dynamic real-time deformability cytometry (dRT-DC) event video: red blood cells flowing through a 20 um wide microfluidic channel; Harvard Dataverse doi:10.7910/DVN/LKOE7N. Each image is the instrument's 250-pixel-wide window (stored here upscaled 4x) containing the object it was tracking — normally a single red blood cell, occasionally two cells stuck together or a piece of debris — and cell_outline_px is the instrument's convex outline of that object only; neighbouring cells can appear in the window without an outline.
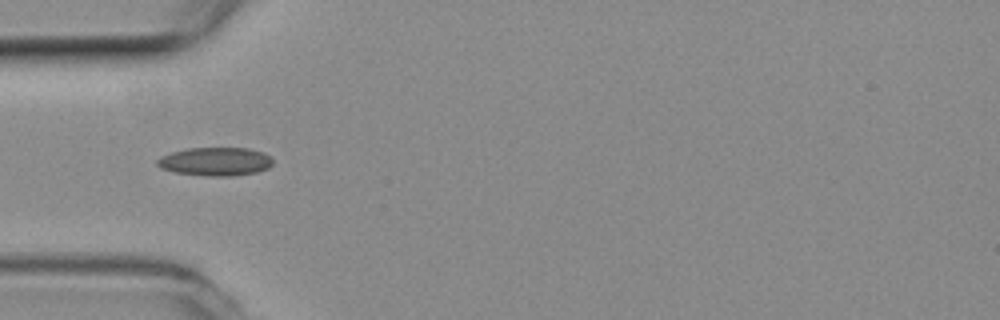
{"species": "common noctule bat (a hibernating species)", "species_latin": "Nyctalus noctula", "temperature_condition": "room temperature", "stored_images_in_passage": 5, "camera_frame_rate_fps": 3000, "um_per_image_px": 0.085, "animal": {"sex": "female", "body_mass_g": 19.3, "forearm_length_mm": 54.1}, "frame": {"image": 1, "passage_image": 3, "time_ms": 0.667, "image_size_px": [1000, 320], "cell_outline_px": [[272, 164], [268, 168], [256, 172], [232, 176], [208, 176], [176, 172], [160, 168], [156, 164], [156, 160], [160, 156], [172, 152], [188, 148], [248, 148], [264, 152], [272, 156]], "centroid_in_image_um": [18.32, 13.72], "position_along_channel_um": 66.7, "area_um2": 19.25}}
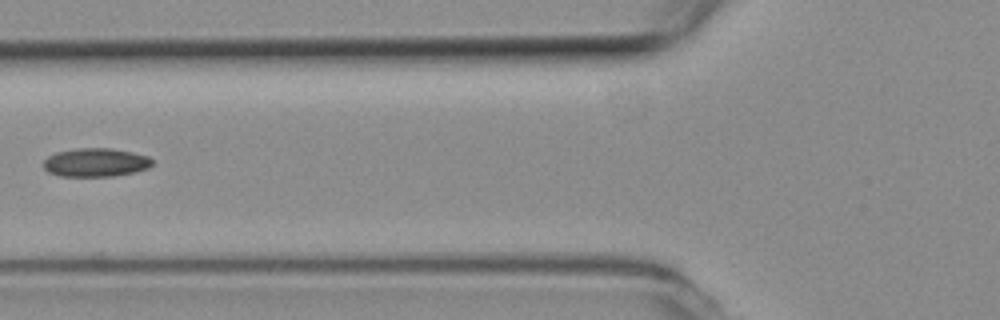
{"frame": {"image": 2, "passage_image": 4, "time_ms": 1.0, "image_size_px": [1000, 320], "cell_outline_px": [[152, 164], [148, 168], [136, 172], [112, 176], [60, 176], [48, 172], [44, 168], [44, 160], [48, 156], [56, 152], [76, 148], [112, 148], [132, 152], [148, 156], [152, 160]], "centroid_in_image_um": [8.13, 13.8], "position_along_channel_um": 117.7, "area_um2": 18.15}}
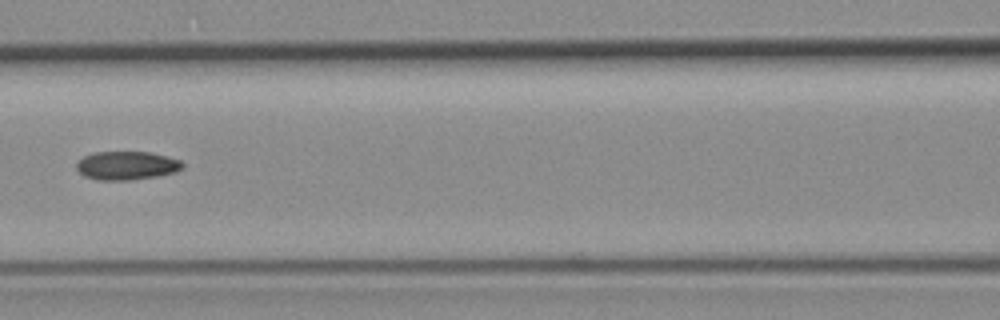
{"frame": {"image": 3, "passage_image": 5, "time_ms": 1.333, "image_size_px": [1000, 320], "cell_outline_px": [[184, 168], [176, 172], [156, 176], [128, 180], [96, 180], [84, 176], [76, 168], [76, 164], [84, 156], [96, 152], [152, 152], [180, 160], [184, 164]], "centroid_in_image_um": [10.79, 14.07], "position_along_channel_um": 155.8, "area_um2": 17.63}}